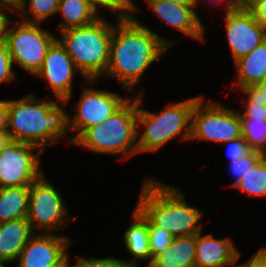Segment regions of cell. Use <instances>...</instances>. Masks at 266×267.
I'll use <instances>...</instances> for the list:
<instances>
[{
    "instance_id": "cell-25",
    "label": "cell",
    "mask_w": 266,
    "mask_h": 267,
    "mask_svg": "<svg viewBox=\"0 0 266 267\" xmlns=\"http://www.w3.org/2000/svg\"><path fill=\"white\" fill-rule=\"evenodd\" d=\"M242 138L251 151L266 155V121L255 118H240Z\"/></svg>"
},
{
    "instance_id": "cell-22",
    "label": "cell",
    "mask_w": 266,
    "mask_h": 267,
    "mask_svg": "<svg viewBox=\"0 0 266 267\" xmlns=\"http://www.w3.org/2000/svg\"><path fill=\"white\" fill-rule=\"evenodd\" d=\"M57 13L64 19L58 26L59 32L90 25L100 18L86 0H60Z\"/></svg>"
},
{
    "instance_id": "cell-3",
    "label": "cell",
    "mask_w": 266,
    "mask_h": 267,
    "mask_svg": "<svg viewBox=\"0 0 266 267\" xmlns=\"http://www.w3.org/2000/svg\"><path fill=\"white\" fill-rule=\"evenodd\" d=\"M144 181L136 207L155 226L174 237L202 232L203 225L198 222L203 213L185 201L183 192L153 177H147Z\"/></svg>"
},
{
    "instance_id": "cell-8",
    "label": "cell",
    "mask_w": 266,
    "mask_h": 267,
    "mask_svg": "<svg viewBox=\"0 0 266 267\" xmlns=\"http://www.w3.org/2000/svg\"><path fill=\"white\" fill-rule=\"evenodd\" d=\"M197 100L192 111L190 140H206L226 143L242 137L241 119L238 111L217 103Z\"/></svg>"
},
{
    "instance_id": "cell-12",
    "label": "cell",
    "mask_w": 266,
    "mask_h": 267,
    "mask_svg": "<svg viewBox=\"0 0 266 267\" xmlns=\"http://www.w3.org/2000/svg\"><path fill=\"white\" fill-rule=\"evenodd\" d=\"M225 14L227 40L235 62L266 40V28L245 5Z\"/></svg>"
},
{
    "instance_id": "cell-23",
    "label": "cell",
    "mask_w": 266,
    "mask_h": 267,
    "mask_svg": "<svg viewBox=\"0 0 266 267\" xmlns=\"http://www.w3.org/2000/svg\"><path fill=\"white\" fill-rule=\"evenodd\" d=\"M59 3L60 0H21L15 11L24 16L22 21L41 24L50 16L57 14Z\"/></svg>"
},
{
    "instance_id": "cell-38",
    "label": "cell",
    "mask_w": 266,
    "mask_h": 267,
    "mask_svg": "<svg viewBox=\"0 0 266 267\" xmlns=\"http://www.w3.org/2000/svg\"><path fill=\"white\" fill-rule=\"evenodd\" d=\"M218 1V2H217ZM216 3H222V2H219L221 0H217ZM224 2L226 1L227 4L225 5V10H229V9H235V8H239V7H242L245 5V3L242 1V0H223ZM199 3V0H196V6L197 4Z\"/></svg>"
},
{
    "instance_id": "cell-5",
    "label": "cell",
    "mask_w": 266,
    "mask_h": 267,
    "mask_svg": "<svg viewBox=\"0 0 266 267\" xmlns=\"http://www.w3.org/2000/svg\"><path fill=\"white\" fill-rule=\"evenodd\" d=\"M137 116L138 96L128 99L103 123L86 129L73 144L99 154H121L126 160L138 153Z\"/></svg>"
},
{
    "instance_id": "cell-36",
    "label": "cell",
    "mask_w": 266,
    "mask_h": 267,
    "mask_svg": "<svg viewBox=\"0 0 266 267\" xmlns=\"http://www.w3.org/2000/svg\"><path fill=\"white\" fill-rule=\"evenodd\" d=\"M7 8L8 7L0 6V43L6 41L8 26L12 24L10 18H8L9 16H7L9 12H5L8 10Z\"/></svg>"
},
{
    "instance_id": "cell-13",
    "label": "cell",
    "mask_w": 266,
    "mask_h": 267,
    "mask_svg": "<svg viewBox=\"0 0 266 267\" xmlns=\"http://www.w3.org/2000/svg\"><path fill=\"white\" fill-rule=\"evenodd\" d=\"M71 240L62 234H33L17 259L18 267H64Z\"/></svg>"
},
{
    "instance_id": "cell-9",
    "label": "cell",
    "mask_w": 266,
    "mask_h": 267,
    "mask_svg": "<svg viewBox=\"0 0 266 267\" xmlns=\"http://www.w3.org/2000/svg\"><path fill=\"white\" fill-rule=\"evenodd\" d=\"M61 194L44 177V174L29 186L27 220L31 229L42 233L60 231L71 222Z\"/></svg>"
},
{
    "instance_id": "cell-40",
    "label": "cell",
    "mask_w": 266,
    "mask_h": 267,
    "mask_svg": "<svg viewBox=\"0 0 266 267\" xmlns=\"http://www.w3.org/2000/svg\"><path fill=\"white\" fill-rule=\"evenodd\" d=\"M21 0H0V6L8 7L9 10L15 12Z\"/></svg>"
},
{
    "instance_id": "cell-1",
    "label": "cell",
    "mask_w": 266,
    "mask_h": 267,
    "mask_svg": "<svg viewBox=\"0 0 266 267\" xmlns=\"http://www.w3.org/2000/svg\"><path fill=\"white\" fill-rule=\"evenodd\" d=\"M117 22L113 24L109 63L104 76L117 79L131 93L147 68L167 54L175 41L161 37L135 17Z\"/></svg>"
},
{
    "instance_id": "cell-28",
    "label": "cell",
    "mask_w": 266,
    "mask_h": 267,
    "mask_svg": "<svg viewBox=\"0 0 266 267\" xmlns=\"http://www.w3.org/2000/svg\"><path fill=\"white\" fill-rule=\"evenodd\" d=\"M263 156L262 153L257 151H250L244 157L229 162L231 173L236 177V181L231 185L234 187L244 176V174L252 168V166Z\"/></svg>"
},
{
    "instance_id": "cell-39",
    "label": "cell",
    "mask_w": 266,
    "mask_h": 267,
    "mask_svg": "<svg viewBox=\"0 0 266 267\" xmlns=\"http://www.w3.org/2000/svg\"><path fill=\"white\" fill-rule=\"evenodd\" d=\"M10 141H12V138L9 135L8 131L0 130V152Z\"/></svg>"
},
{
    "instance_id": "cell-44",
    "label": "cell",
    "mask_w": 266,
    "mask_h": 267,
    "mask_svg": "<svg viewBox=\"0 0 266 267\" xmlns=\"http://www.w3.org/2000/svg\"><path fill=\"white\" fill-rule=\"evenodd\" d=\"M129 267H138V265L137 266H129ZM146 267H151L150 265H147Z\"/></svg>"
},
{
    "instance_id": "cell-20",
    "label": "cell",
    "mask_w": 266,
    "mask_h": 267,
    "mask_svg": "<svg viewBox=\"0 0 266 267\" xmlns=\"http://www.w3.org/2000/svg\"><path fill=\"white\" fill-rule=\"evenodd\" d=\"M234 63L238 79L233 84L239 88L263 82L266 75V40Z\"/></svg>"
},
{
    "instance_id": "cell-6",
    "label": "cell",
    "mask_w": 266,
    "mask_h": 267,
    "mask_svg": "<svg viewBox=\"0 0 266 267\" xmlns=\"http://www.w3.org/2000/svg\"><path fill=\"white\" fill-rule=\"evenodd\" d=\"M143 91L138 94V116L137 128H143L144 132H137L138 153L157 151L168 141L177 135H182V139L190 140L192 111L197 100L201 97H193L176 104L165 105L160 113H154L142 109ZM182 131H184L182 133Z\"/></svg>"
},
{
    "instance_id": "cell-30",
    "label": "cell",
    "mask_w": 266,
    "mask_h": 267,
    "mask_svg": "<svg viewBox=\"0 0 266 267\" xmlns=\"http://www.w3.org/2000/svg\"><path fill=\"white\" fill-rule=\"evenodd\" d=\"M76 260L75 267H127L122 260L114 257L95 259L76 256Z\"/></svg>"
},
{
    "instance_id": "cell-11",
    "label": "cell",
    "mask_w": 266,
    "mask_h": 267,
    "mask_svg": "<svg viewBox=\"0 0 266 267\" xmlns=\"http://www.w3.org/2000/svg\"><path fill=\"white\" fill-rule=\"evenodd\" d=\"M129 98L104 89L84 88L83 95L76 108L73 119L69 117L72 132H77L69 137L71 144L88 128L103 123L116 112Z\"/></svg>"
},
{
    "instance_id": "cell-15",
    "label": "cell",
    "mask_w": 266,
    "mask_h": 267,
    "mask_svg": "<svg viewBox=\"0 0 266 267\" xmlns=\"http://www.w3.org/2000/svg\"><path fill=\"white\" fill-rule=\"evenodd\" d=\"M163 22L185 35L204 41V26L195 11L196 6H182L166 0H145Z\"/></svg>"
},
{
    "instance_id": "cell-31",
    "label": "cell",
    "mask_w": 266,
    "mask_h": 267,
    "mask_svg": "<svg viewBox=\"0 0 266 267\" xmlns=\"http://www.w3.org/2000/svg\"><path fill=\"white\" fill-rule=\"evenodd\" d=\"M226 143L229 145L227 147L229 162L240 159L251 151L242 137L235 140H230Z\"/></svg>"
},
{
    "instance_id": "cell-19",
    "label": "cell",
    "mask_w": 266,
    "mask_h": 267,
    "mask_svg": "<svg viewBox=\"0 0 266 267\" xmlns=\"http://www.w3.org/2000/svg\"><path fill=\"white\" fill-rule=\"evenodd\" d=\"M196 235L174 237L171 245L152 259L151 267H195Z\"/></svg>"
},
{
    "instance_id": "cell-10",
    "label": "cell",
    "mask_w": 266,
    "mask_h": 267,
    "mask_svg": "<svg viewBox=\"0 0 266 267\" xmlns=\"http://www.w3.org/2000/svg\"><path fill=\"white\" fill-rule=\"evenodd\" d=\"M35 145L10 141L0 152V188L30 186L40 178L43 170H39L41 158L35 154Z\"/></svg>"
},
{
    "instance_id": "cell-21",
    "label": "cell",
    "mask_w": 266,
    "mask_h": 267,
    "mask_svg": "<svg viewBox=\"0 0 266 267\" xmlns=\"http://www.w3.org/2000/svg\"><path fill=\"white\" fill-rule=\"evenodd\" d=\"M29 186L0 188V223L27 218Z\"/></svg>"
},
{
    "instance_id": "cell-37",
    "label": "cell",
    "mask_w": 266,
    "mask_h": 267,
    "mask_svg": "<svg viewBox=\"0 0 266 267\" xmlns=\"http://www.w3.org/2000/svg\"><path fill=\"white\" fill-rule=\"evenodd\" d=\"M8 100H0V130H7Z\"/></svg>"
},
{
    "instance_id": "cell-24",
    "label": "cell",
    "mask_w": 266,
    "mask_h": 267,
    "mask_svg": "<svg viewBox=\"0 0 266 267\" xmlns=\"http://www.w3.org/2000/svg\"><path fill=\"white\" fill-rule=\"evenodd\" d=\"M253 196H266V155H263L234 186Z\"/></svg>"
},
{
    "instance_id": "cell-7",
    "label": "cell",
    "mask_w": 266,
    "mask_h": 267,
    "mask_svg": "<svg viewBox=\"0 0 266 267\" xmlns=\"http://www.w3.org/2000/svg\"><path fill=\"white\" fill-rule=\"evenodd\" d=\"M56 39L55 35L42 29L40 23L19 20L14 26H8L5 42L13 64L34 75L42 67L46 52Z\"/></svg>"
},
{
    "instance_id": "cell-27",
    "label": "cell",
    "mask_w": 266,
    "mask_h": 267,
    "mask_svg": "<svg viewBox=\"0 0 266 267\" xmlns=\"http://www.w3.org/2000/svg\"><path fill=\"white\" fill-rule=\"evenodd\" d=\"M148 236H149V247L152 259L158 254L165 251L172 243L174 236L165 231L164 229L155 226L148 219Z\"/></svg>"
},
{
    "instance_id": "cell-4",
    "label": "cell",
    "mask_w": 266,
    "mask_h": 267,
    "mask_svg": "<svg viewBox=\"0 0 266 267\" xmlns=\"http://www.w3.org/2000/svg\"><path fill=\"white\" fill-rule=\"evenodd\" d=\"M113 24L100 17L94 23L73 27L60 32V44L73 60L78 72L94 83L103 77L109 63Z\"/></svg>"
},
{
    "instance_id": "cell-41",
    "label": "cell",
    "mask_w": 266,
    "mask_h": 267,
    "mask_svg": "<svg viewBox=\"0 0 266 267\" xmlns=\"http://www.w3.org/2000/svg\"><path fill=\"white\" fill-rule=\"evenodd\" d=\"M182 6H196V0H166Z\"/></svg>"
},
{
    "instance_id": "cell-32",
    "label": "cell",
    "mask_w": 266,
    "mask_h": 267,
    "mask_svg": "<svg viewBox=\"0 0 266 267\" xmlns=\"http://www.w3.org/2000/svg\"><path fill=\"white\" fill-rule=\"evenodd\" d=\"M241 90L247 95L246 102L266 103V84L263 82L251 86L242 87Z\"/></svg>"
},
{
    "instance_id": "cell-35",
    "label": "cell",
    "mask_w": 266,
    "mask_h": 267,
    "mask_svg": "<svg viewBox=\"0 0 266 267\" xmlns=\"http://www.w3.org/2000/svg\"><path fill=\"white\" fill-rule=\"evenodd\" d=\"M239 258L240 252L236 256L233 267H266V247L260 248L247 262L236 265Z\"/></svg>"
},
{
    "instance_id": "cell-18",
    "label": "cell",
    "mask_w": 266,
    "mask_h": 267,
    "mask_svg": "<svg viewBox=\"0 0 266 267\" xmlns=\"http://www.w3.org/2000/svg\"><path fill=\"white\" fill-rule=\"evenodd\" d=\"M133 223L125 230L124 243L127 251L131 256L133 255L134 260H122L124 264L129 266H137L138 260H150L148 265L151 263V252L149 247V236H148V218L135 207L132 216Z\"/></svg>"
},
{
    "instance_id": "cell-16",
    "label": "cell",
    "mask_w": 266,
    "mask_h": 267,
    "mask_svg": "<svg viewBox=\"0 0 266 267\" xmlns=\"http://www.w3.org/2000/svg\"><path fill=\"white\" fill-rule=\"evenodd\" d=\"M196 234L195 267H233L238 249L230 238L216 239L212 234Z\"/></svg>"
},
{
    "instance_id": "cell-34",
    "label": "cell",
    "mask_w": 266,
    "mask_h": 267,
    "mask_svg": "<svg viewBox=\"0 0 266 267\" xmlns=\"http://www.w3.org/2000/svg\"><path fill=\"white\" fill-rule=\"evenodd\" d=\"M245 6L252 12L255 19L266 28V0H247Z\"/></svg>"
},
{
    "instance_id": "cell-45",
    "label": "cell",
    "mask_w": 266,
    "mask_h": 267,
    "mask_svg": "<svg viewBox=\"0 0 266 267\" xmlns=\"http://www.w3.org/2000/svg\"><path fill=\"white\" fill-rule=\"evenodd\" d=\"M263 83H265V84H266V75H265V78H264V81H263Z\"/></svg>"
},
{
    "instance_id": "cell-43",
    "label": "cell",
    "mask_w": 266,
    "mask_h": 267,
    "mask_svg": "<svg viewBox=\"0 0 266 267\" xmlns=\"http://www.w3.org/2000/svg\"><path fill=\"white\" fill-rule=\"evenodd\" d=\"M64 267H75L74 265H71L69 262Z\"/></svg>"
},
{
    "instance_id": "cell-42",
    "label": "cell",
    "mask_w": 266,
    "mask_h": 267,
    "mask_svg": "<svg viewBox=\"0 0 266 267\" xmlns=\"http://www.w3.org/2000/svg\"><path fill=\"white\" fill-rule=\"evenodd\" d=\"M8 264L9 262L6 261H0V267H6L5 264Z\"/></svg>"
},
{
    "instance_id": "cell-2",
    "label": "cell",
    "mask_w": 266,
    "mask_h": 267,
    "mask_svg": "<svg viewBox=\"0 0 266 267\" xmlns=\"http://www.w3.org/2000/svg\"><path fill=\"white\" fill-rule=\"evenodd\" d=\"M27 95L8 100L7 131L12 140L38 146L42 151L70 130L69 113L55 100Z\"/></svg>"
},
{
    "instance_id": "cell-29",
    "label": "cell",
    "mask_w": 266,
    "mask_h": 267,
    "mask_svg": "<svg viewBox=\"0 0 266 267\" xmlns=\"http://www.w3.org/2000/svg\"><path fill=\"white\" fill-rule=\"evenodd\" d=\"M13 61L6 42L0 43V83L14 80Z\"/></svg>"
},
{
    "instance_id": "cell-26",
    "label": "cell",
    "mask_w": 266,
    "mask_h": 267,
    "mask_svg": "<svg viewBox=\"0 0 266 267\" xmlns=\"http://www.w3.org/2000/svg\"><path fill=\"white\" fill-rule=\"evenodd\" d=\"M97 15L102 17L98 8L105 7L110 11H117V20H127L134 18L133 11L139 12V8L133 0H86ZM131 13V14H130Z\"/></svg>"
},
{
    "instance_id": "cell-33",
    "label": "cell",
    "mask_w": 266,
    "mask_h": 267,
    "mask_svg": "<svg viewBox=\"0 0 266 267\" xmlns=\"http://www.w3.org/2000/svg\"><path fill=\"white\" fill-rule=\"evenodd\" d=\"M245 112L240 113V118H255V119H263L266 121V103L259 102H244Z\"/></svg>"
},
{
    "instance_id": "cell-17",
    "label": "cell",
    "mask_w": 266,
    "mask_h": 267,
    "mask_svg": "<svg viewBox=\"0 0 266 267\" xmlns=\"http://www.w3.org/2000/svg\"><path fill=\"white\" fill-rule=\"evenodd\" d=\"M33 234L27 218L0 223V261L16 262Z\"/></svg>"
},
{
    "instance_id": "cell-14",
    "label": "cell",
    "mask_w": 266,
    "mask_h": 267,
    "mask_svg": "<svg viewBox=\"0 0 266 267\" xmlns=\"http://www.w3.org/2000/svg\"><path fill=\"white\" fill-rule=\"evenodd\" d=\"M77 71L73 60L56 39L48 48L42 67L34 75L46 79L56 99L67 105L72 96L73 76Z\"/></svg>"
}]
</instances>
